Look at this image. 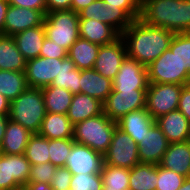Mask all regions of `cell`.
<instances>
[{
	"label": "cell",
	"instance_id": "1",
	"mask_svg": "<svg viewBox=\"0 0 190 190\" xmlns=\"http://www.w3.org/2000/svg\"><path fill=\"white\" fill-rule=\"evenodd\" d=\"M174 34L162 27L150 26L138 18L121 37L126 45L127 56L147 67L169 49Z\"/></svg>",
	"mask_w": 190,
	"mask_h": 190
},
{
	"label": "cell",
	"instance_id": "2",
	"mask_svg": "<svg viewBox=\"0 0 190 190\" xmlns=\"http://www.w3.org/2000/svg\"><path fill=\"white\" fill-rule=\"evenodd\" d=\"M139 19L173 33H189L190 0H141Z\"/></svg>",
	"mask_w": 190,
	"mask_h": 190
},
{
	"label": "cell",
	"instance_id": "3",
	"mask_svg": "<svg viewBox=\"0 0 190 190\" xmlns=\"http://www.w3.org/2000/svg\"><path fill=\"white\" fill-rule=\"evenodd\" d=\"M46 115L42 89L28 87L10 102L8 117L31 133H39Z\"/></svg>",
	"mask_w": 190,
	"mask_h": 190
},
{
	"label": "cell",
	"instance_id": "4",
	"mask_svg": "<svg viewBox=\"0 0 190 190\" xmlns=\"http://www.w3.org/2000/svg\"><path fill=\"white\" fill-rule=\"evenodd\" d=\"M116 127L117 123L102 112L100 115L76 123L73 128V140L104 155L110 146Z\"/></svg>",
	"mask_w": 190,
	"mask_h": 190
},
{
	"label": "cell",
	"instance_id": "5",
	"mask_svg": "<svg viewBox=\"0 0 190 190\" xmlns=\"http://www.w3.org/2000/svg\"><path fill=\"white\" fill-rule=\"evenodd\" d=\"M43 25L46 37L67 51L80 37L79 15L73 10L46 13Z\"/></svg>",
	"mask_w": 190,
	"mask_h": 190
},
{
	"label": "cell",
	"instance_id": "6",
	"mask_svg": "<svg viewBox=\"0 0 190 190\" xmlns=\"http://www.w3.org/2000/svg\"><path fill=\"white\" fill-rule=\"evenodd\" d=\"M149 83L190 84V74L176 54L167 49L147 67Z\"/></svg>",
	"mask_w": 190,
	"mask_h": 190
},
{
	"label": "cell",
	"instance_id": "7",
	"mask_svg": "<svg viewBox=\"0 0 190 190\" xmlns=\"http://www.w3.org/2000/svg\"><path fill=\"white\" fill-rule=\"evenodd\" d=\"M182 85L170 83H149L146 91V109L156 120L177 110Z\"/></svg>",
	"mask_w": 190,
	"mask_h": 190
},
{
	"label": "cell",
	"instance_id": "8",
	"mask_svg": "<svg viewBox=\"0 0 190 190\" xmlns=\"http://www.w3.org/2000/svg\"><path fill=\"white\" fill-rule=\"evenodd\" d=\"M30 167L24 154L0 153V190H22L28 183Z\"/></svg>",
	"mask_w": 190,
	"mask_h": 190
},
{
	"label": "cell",
	"instance_id": "9",
	"mask_svg": "<svg viewBox=\"0 0 190 190\" xmlns=\"http://www.w3.org/2000/svg\"><path fill=\"white\" fill-rule=\"evenodd\" d=\"M104 163L109 166L131 169L138 163V144L124 131L116 127Z\"/></svg>",
	"mask_w": 190,
	"mask_h": 190
},
{
	"label": "cell",
	"instance_id": "10",
	"mask_svg": "<svg viewBox=\"0 0 190 190\" xmlns=\"http://www.w3.org/2000/svg\"><path fill=\"white\" fill-rule=\"evenodd\" d=\"M147 90H112L103 104V113L117 122L129 112L146 108Z\"/></svg>",
	"mask_w": 190,
	"mask_h": 190
},
{
	"label": "cell",
	"instance_id": "11",
	"mask_svg": "<svg viewBox=\"0 0 190 190\" xmlns=\"http://www.w3.org/2000/svg\"><path fill=\"white\" fill-rule=\"evenodd\" d=\"M79 19H92L113 27L120 35L134 21L123 9L109 6L103 0H95L78 13Z\"/></svg>",
	"mask_w": 190,
	"mask_h": 190
},
{
	"label": "cell",
	"instance_id": "12",
	"mask_svg": "<svg viewBox=\"0 0 190 190\" xmlns=\"http://www.w3.org/2000/svg\"><path fill=\"white\" fill-rule=\"evenodd\" d=\"M64 58L37 57L27 60L25 77L29 87L42 89L50 86L61 72V62Z\"/></svg>",
	"mask_w": 190,
	"mask_h": 190
},
{
	"label": "cell",
	"instance_id": "13",
	"mask_svg": "<svg viewBox=\"0 0 190 190\" xmlns=\"http://www.w3.org/2000/svg\"><path fill=\"white\" fill-rule=\"evenodd\" d=\"M104 155L86 145L74 142L66 159V167L72 175L101 173Z\"/></svg>",
	"mask_w": 190,
	"mask_h": 190
},
{
	"label": "cell",
	"instance_id": "14",
	"mask_svg": "<svg viewBox=\"0 0 190 190\" xmlns=\"http://www.w3.org/2000/svg\"><path fill=\"white\" fill-rule=\"evenodd\" d=\"M126 56V45L120 36L114 42L100 46L93 69L100 75L113 80Z\"/></svg>",
	"mask_w": 190,
	"mask_h": 190
},
{
	"label": "cell",
	"instance_id": "15",
	"mask_svg": "<svg viewBox=\"0 0 190 190\" xmlns=\"http://www.w3.org/2000/svg\"><path fill=\"white\" fill-rule=\"evenodd\" d=\"M112 82L113 90H147V68L136 59L126 56Z\"/></svg>",
	"mask_w": 190,
	"mask_h": 190
},
{
	"label": "cell",
	"instance_id": "16",
	"mask_svg": "<svg viewBox=\"0 0 190 190\" xmlns=\"http://www.w3.org/2000/svg\"><path fill=\"white\" fill-rule=\"evenodd\" d=\"M169 142L160 127L155 123L141 139L138 144V155L140 163H152L159 165Z\"/></svg>",
	"mask_w": 190,
	"mask_h": 190
},
{
	"label": "cell",
	"instance_id": "17",
	"mask_svg": "<svg viewBox=\"0 0 190 190\" xmlns=\"http://www.w3.org/2000/svg\"><path fill=\"white\" fill-rule=\"evenodd\" d=\"M44 18L45 15L39 10L9 5L5 17L4 35L14 36L29 28L41 26Z\"/></svg>",
	"mask_w": 190,
	"mask_h": 190
},
{
	"label": "cell",
	"instance_id": "18",
	"mask_svg": "<svg viewBox=\"0 0 190 190\" xmlns=\"http://www.w3.org/2000/svg\"><path fill=\"white\" fill-rule=\"evenodd\" d=\"M155 121L169 143L189 141L190 122L178 109L160 116Z\"/></svg>",
	"mask_w": 190,
	"mask_h": 190
},
{
	"label": "cell",
	"instance_id": "19",
	"mask_svg": "<svg viewBox=\"0 0 190 190\" xmlns=\"http://www.w3.org/2000/svg\"><path fill=\"white\" fill-rule=\"evenodd\" d=\"M164 169H170L184 177H190V140L169 143L161 163Z\"/></svg>",
	"mask_w": 190,
	"mask_h": 190
},
{
	"label": "cell",
	"instance_id": "20",
	"mask_svg": "<svg viewBox=\"0 0 190 190\" xmlns=\"http://www.w3.org/2000/svg\"><path fill=\"white\" fill-rule=\"evenodd\" d=\"M117 127L127 133L137 144L156 121L146 108L132 111L124 115L117 122Z\"/></svg>",
	"mask_w": 190,
	"mask_h": 190
},
{
	"label": "cell",
	"instance_id": "21",
	"mask_svg": "<svg viewBox=\"0 0 190 190\" xmlns=\"http://www.w3.org/2000/svg\"><path fill=\"white\" fill-rule=\"evenodd\" d=\"M112 80L100 75L95 69L80 70V93L104 102L113 90Z\"/></svg>",
	"mask_w": 190,
	"mask_h": 190
},
{
	"label": "cell",
	"instance_id": "22",
	"mask_svg": "<svg viewBox=\"0 0 190 190\" xmlns=\"http://www.w3.org/2000/svg\"><path fill=\"white\" fill-rule=\"evenodd\" d=\"M79 34L81 38L99 46L110 44L121 36L110 25L92 19H79Z\"/></svg>",
	"mask_w": 190,
	"mask_h": 190
},
{
	"label": "cell",
	"instance_id": "23",
	"mask_svg": "<svg viewBox=\"0 0 190 190\" xmlns=\"http://www.w3.org/2000/svg\"><path fill=\"white\" fill-rule=\"evenodd\" d=\"M33 133L21 124L8 120L0 145L1 154H24L29 138Z\"/></svg>",
	"mask_w": 190,
	"mask_h": 190
},
{
	"label": "cell",
	"instance_id": "24",
	"mask_svg": "<svg viewBox=\"0 0 190 190\" xmlns=\"http://www.w3.org/2000/svg\"><path fill=\"white\" fill-rule=\"evenodd\" d=\"M13 37L22 56L30 60L39 57L46 32L42 24L17 33Z\"/></svg>",
	"mask_w": 190,
	"mask_h": 190
},
{
	"label": "cell",
	"instance_id": "25",
	"mask_svg": "<svg viewBox=\"0 0 190 190\" xmlns=\"http://www.w3.org/2000/svg\"><path fill=\"white\" fill-rule=\"evenodd\" d=\"M102 112V102L89 95L78 93L73 95L67 116L75 125L78 122L100 115Z\"/></svg>",
	"mask_w": 190,
	"mask_h": 190
},
{
	"label": "cell",
	"instance_id": "26",
	"mask_svg": "<svg viewBox=\"0 0 190 190\" xmlns=\"http://www.w3.org/2000/svg\"><path fill=\"white\" fill-rule=\"evenodd\" d=\"M73 128L67 114L46 112L39 134L47 139H68L73 138Z\"/></svg>",
	"mask_w": 190,
	"mask_h": 190
},
{
	"label": "cell",
	"instance_id": "27",
	"mask_svg": "<svg viewBox=\"0 0 190 190\" xmlns=\"http://www.w3.org/2000/svg\"><path fill=\"white\" fill-rule=\"evenodd\" d=\"M26 62L14 37L0 34V70L25 72Z\"/></svg>",
	"mask_w": 190,
	"mask_h": 190
},
{
	"label": "cell",
	"instance_id": "28",
	"mask_svg": "<svg viewBox=\"0 0 190 190\" xmlns=\"http://www.w3.org/2000/svg\"><path fill=\"white\" fill-rule=\"evenodd\" d=\"M158 165L138 163L129 169V190H156Z\"/></svg>",
	"mask_w": 190,
	"mask_h": 190
},
{
	"label": "cell",
	"instance_id": "29",
	"mask_svg": "<svg viewBox=\"0 0 190 190\" xmlns=\"http://www.w3.org/2000/svg\"><path fill=\"white\" fill-rule=\"evenodd\" d=\"M100 46L79 37L67 51V56L79 70L93 69Z\"/></svg>",
	"mask_w": 190,
	"mask_h": 190
},
{
	"label": "cell",
	"instance_id": "30",
	"mask_svg": "<svg viewBox=\"0 0 190 190\" xmlns=\"http://www.w3.org/2000/svg\"><path fill=\"white\" fill-rule=\"evenodd\" d=\"M45 109L49 113L67 114L73 94L65 88L47 86L42 88Z\"/></svg>",
	"mask_w": 190,
	"mask_h": 190
},
{
	"label": "cell",
	"instance_id": "31",
	"mask_svg": "<svg viewBox=\"0 0 190 190\" xmlns=\"http://www.w3.org/2000/svg\"><path fill=\"white\" fill-rule=\"evenodd\" d=\"M28 87L25 72L0 70V94L10 102Z\"/></svg>",
	"mask_w": 190,
	"mask_h": 190
},
{
	"label": "cell",
	"instance_id": "32",
	"mask_svg": "<svg viewBox=\"0 0 190 190\" xmlns=\"http://www.w3.org/2000/svg\"><path fill=\"white\" fill-rule=\"evenodd\" d=\"M50 86L65 88L73 95L80 93V70L68 56L61 62V72Z\"/></svg>",
	"mask_w": 190,
	"mask_h": 190
},
{
	"label": "cell",
	"instance_id": "33",
	"mask_svg": "<svg viewBox=\"0 0 190 190\" xmlns=\"http://www.w3.org/2000/svg\"><path fill=\"white\" fill-rule=\"evenodd\" d=\"M103 190H129V169L104 163L101 171Z\"/></svg>",
	"mask_w": 190,
	"mask_h": 190
},
{
	"label": "cell",
	"instance_id": "34",
	"mask_svg": "<svg viewBox=\"0 0 190 190\" xmlns=\"http://www.w3.org/2000/svg\"><path fill=\"white\" fill-rule=\"evenodd\" d=\"M48 147L49 139L34 133L29 138L24 155L31 165L50 162Z\"/></svg>",
	"mask_w": 190,
	"mask_h": 190
},
{
	"label": "cell",
	"instance_id": "35",
	"mask_svg": "<svg viewBox=\"0 0 190 190\" xmlns=\"http://www.w3.org/2000/svg\"><path fill=\"white\" fill-rule=\"evenodd\" d=\"M74 142L73 138L49 139L50 163L56 167H64Z\"/></svg>",
	"mask_w": 190,
	"mask_h": 190
},
{
	"label": "cell",
	"instance_id": "36",
	"mask_svg": "<svg viewBox=\"0 0 190 190\" xmlns=\"http://www.w3.org/2000/svg\"><path fill=\"white\" fill-rule=\"evenodd\" d=\"M169 48L173 54L177 55L183 67L190 74V32L175 33Z\"/></svg>",
	"mask_w": 190,
	"mask_h": 190
},
{
	"label": "cell",
	"instance_id": "37",
	"mask_svg": "<svg viewBox=\"0 0 190 190\" xmlns=\"http://www.w3.org/2000/svg\"><path fill=\"white\" fill-rule=\"evenodd\" d=\"M71 190H103L101 173L72 175Z\"/></svg>",
	"mask_w": 190,
	"mask_h": 190
},
{
	"label": "cell",
	"instance_id": "38",
	"mask_svg": "<svg viewBox=\"0 0 190 190\" xmlns=\"http://www.w3.org/2000/svg\"><path fill=\"white\" fill-rule=\"evenodd\" d=\"M186 177L158 165V179L156 190H178Z\"/></svg>",
	"mask_w": 190,
	"mask_h": 190
},
{
	"label": "cell",
	"instance_id": "39",
	"mask_svg": "<svg viewBox=\"0 0 190 190\" xmlns=\"http://www.w3.org/2000/svg\"><path fill=\"white\" fill-rule=\"evenodd\" d=\"M56 166L50 162L31 165L28 182H43L51 184V178L55 173Z\"/></svg>",
	"mask_w": 190,
	"mask_h": 190
},
{
	"label": "cell",
	"instance_id": "40",
	"mask_svg": "<svg viewBox=\"0 0 190 190\" xmlns=\"http://www.w3.org/2000/svg\"><path fill=\"white\" fill-rule=\"evenodd\" d=\"M109 6L123 9L133 20L140 17V0H103Z\"/></svg>",
	"mask_w": 190,
	"mask_h": 190
},
{
	"label": "cell",
	"instance_id": "41",
	"mask_svg": "<svg viewBox=\"0 0 190 190\" xmlns=\"http://www.w3.org/2000/svg\"><path fill=\"white\" fill-rule=\"evenodd\" d=\"M72 173L66 167H57L51 178L53 190H65L70 188Z\"/></svg>",
	"mask_w": 190,
	"mask_h": 190
},
{
	"label": "cell",
	"instance_id": "42",
	"mask_svg": "<svg viewBox=\"0 0 190 190\" xmlns=\"http://www.w3.org/2000/svg\"><path fill=\"white\" fill-rule=\"evenodd\" d=\"M39 56L57 59L66 58L67 50L61 47L60 45H57L56 43H54V41L50 40L49 38L45 37Z\"/></svg>",
	"mask_w": 190,
	"mask_h": 190
},
{
	"label": "cell",
	"instance_id": "43",
	"mask_svg": "<svg viewBox=\"0 0 190 190\" xmlns=\"http://www.w3.org/2000/svg\"><path fill=\"white\" fill-rule=\"evenodd\" d=\"M9 5L21 8H30L46 14V0H7Z\"/></svg>",
	"mask_w": 190,
	"mask_h": 190
},
{
	"label": "cell",
	"instance_id": "44",
	"mask_svg": "<svg viewBox=\"0 0 190 190\" xmlns=\"http://www.w3.org/2000/svg\"><path fill=\"white\" fill-rule=\"evenodd\" d=\"M190 122V84L182 87L178 108Z\"/></svg>",
	"mask_w": 190,
	"mask_h": 190
},
{
	"label": "cell",
	"instance_id": "45",
	"mask_svg": "<svg viewBox=\"0 0 190 190\" xmlns=\"http://www.w3.org/2000/svg\"><path fill=\"white\" fill-rule=\"evenodd\" d=\"M72 0H46V13L71 10Z\"/></svg>",
	"mask_w": 190,
	"mask_h": 190
},
{
	"label": "cell",
	"instance_id": "46",
	"mask_svg": "<svg viewBox=\"0 0 190 190\" xmlns=\"http://www.w3.org/2000/svg\"><path fill=\"white\" fill-rule=\"evenodd\" d=\"M9 3L7 0H0V34L4 35L5 17Z\"/></svg>",
	"mask_w": 190,
	"mask_h": 190
},
{
	"label": "cell",
	"instance_id": "47",
	"mask_svg": "<svg viewBox=\"0 0 190 190\" xmlns=\"http://www.w3.org/2000/svg\"><path fill=\"white\" fill-rule=\"evenodd\" d=\"M22 190H53L51 184L43 182H28Z\"/></svg>",
	"mask_w": 190,
	"mask_h": 190
},
{
	"label": "cell",
	"instance_id": "48",
	"mask_svg": "<svg viewBox=\"0 0 190 190\" xmlns=\"http://www.w3.org/2000/svg\"><path fill=\"white\" fill-rule=\"evenodd\" d=\"M94 1L95 0H72L71 10H73L76 13H79L80 11L85 9L87 6H89Z\"/></svg>",
	"mask_w": 190,
	"mask_h": 190
},
{
	"label": "cell",
	"instance_id": "49",
	"mask_svg": "<svg viewBox=\"0 0 190 190\" xmlns=\"http://www.w3.org/2000/svg\"><path fill=\"white\" fill-rule=\"evenodd\" d=\"M10 101L0 94V115H8L9 114Z\"/></svg>",
	"mask_w": 190,
	"mask_h": 190
},
{
	"label": "cell",
	"instance_id": "50",
	"mask_svg": "<svg viewBox=\"0 0 190 190\" xmlns=\"http://www.w3.org/2000/svg\"><path fill=\"white\" fill-rule=\"evenodd\" d=\"M9 120L8 115H0V145L2 143L7 122Z\"/></svg>",
	"mask_w": 190,
	"mask_h": 190
},
{
	"label": "cell",
	"instance_id": "51",
	"mask_svg": "<svg viewBox=\"0 0 190 190\" xmlns=\"http://www.w3.org/2000/svg\"><path fill=\"white\" fill-rule=\"evenodd\" d=\"M178 190H190V177H187Z\"/></svg>",
	"mask_w": 190,
	"mask_h": 190
}]
</instances>
